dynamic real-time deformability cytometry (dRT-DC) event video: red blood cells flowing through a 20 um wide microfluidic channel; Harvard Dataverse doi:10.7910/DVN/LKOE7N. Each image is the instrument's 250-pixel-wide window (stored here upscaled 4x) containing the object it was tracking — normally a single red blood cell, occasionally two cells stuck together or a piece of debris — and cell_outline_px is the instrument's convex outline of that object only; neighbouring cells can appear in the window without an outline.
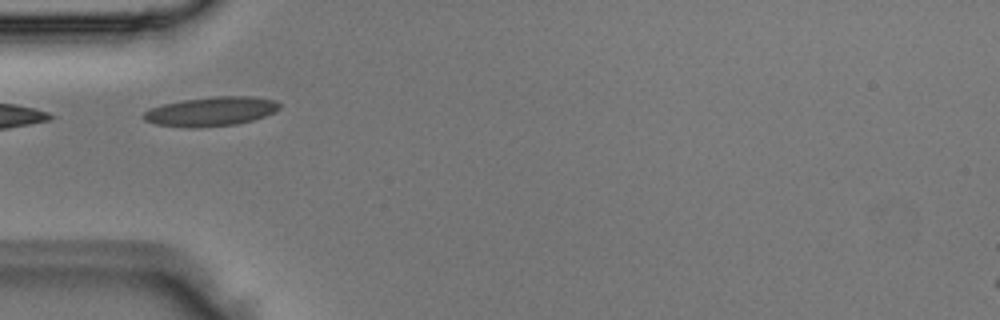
{"species": "Egyptian fruit bat (a non-hibernating species)", "species_latin": "Rousettus aegyptiacus", "temperature_condition": "room temperature", "stored_images_in_passage": 4, "camera_frame_rate_fps": 3000, "um_per_image_px": 0.085, "animal": {"sex": "male"}, "frame": {"image": 1, "passage_image": 3, "time_ms": 0.667, "image_size_px": [1000, 320], "cell_outline_px": [[280, 108], [264, 116], [252, 120], [236, 124], [200, 128], [184, 128], [156, 124], [144, 120], [140, 116], [144, 112], [152, 108], [164, 104], [184, 100], [216, 96], [252, 96], [276, 100], [280, 104]], "centroid_in_image_um": [17.92, 9.48], "position_along_channel_um": 67.1, "area_um2": 23.18}}